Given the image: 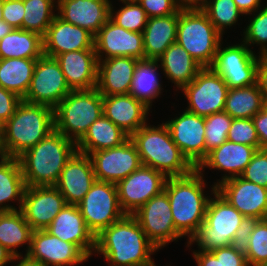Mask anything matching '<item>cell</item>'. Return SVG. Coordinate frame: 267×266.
I'll use <instances>...</instances> for the list:
<instances>
[{
  "label": "cell",
  "instance_id": "obj_22",
  "mask_svg": "<svg viewBox=\"0 0 267 266\" xmlns=\"http://www.w3.org/2000/svg\"><path fill=\"white\" fill-rule=\"evenodd\" d=\"M257 150L256 147L227 140L209 152L197 169L201 173L205 172V168L218 170L220 172L223 171L222 179L213 182V185L216 187L225 180L240 176Z\"/></svg>",
  "mask_w": 267,
  "mask_h": 266
},
{
  "label": "cell",
  "instance_id": "obj_44",
  "mask_svg": "<svg viewBox=\"0 0 267 266\" xmlns=\"http://www.w3.org/2000/svg\"><path fill=\"white\" fill-rule=\"evenodd\" d=\"M227 140L249 145L260 150L259 138L252 118H235L228 131Z\"/></svg>",
  "mask_w": 267,
  "mask_h": 266
},
{
  "label": "cell",
  "instance_id": "obj_58",
  "mask_svg": "<svg viewBox=\"0 0 267 266\" xmlns=\"http://www.w3.org/2000/svg\"><path fill=\"white\" fill-rule=\"evenodd\" d=\"M13 27H11L6 21L2 20V25H0V40L9 34L12 31Z\"/></svg>",
  "mask_w": 267,
  "mask_h": 266
},
{
  "label": "cell",
  "instance_id": "obj_35",
  "mask_svg": "<svg viewBox=\"0 0 267 266\" xmlns=\"http://www.w3.org/2000/svg\"><path fill=\"white\" fill-rule=\"evenodd\" d=\"M43 55V37L38 33L13 28L0 40V59H38Z\"/></svg>",
  "mask_w": 267,
  "mask_h": 266
},
{
  "label": "cell",
  "instance_id": "obj_54",
  "mask_svg": "<svg viewBox=\"0 0 267 266\" xmlns=\"http://www.w3.org/2000/svg\"><path fill=\"white\" fill-rule=\"evenodd\" d=\"M234 2L236 3L237 8L246 16L264 6L261 4L262 0H234Z\"/></svg>",
  "mask_w": 267,
  "mask_h": 266
},
{
  "label": "cell",
  "instance_id": "obj_50",
  "mask_svg": "<svg viewBox=\"0 0 267 266\" xmlns=\"http://www.w3.org/2000/svg\"><path fill=\"white\" fill-rule=\"evenodd\" d=\"M221 266H249L246 255L231 245L221 247Z\"/></svg>",
  "mask_w": 267,
  "mask_h": 266
},
{
  "label": "cell",
  "instance_id": "obj_47",
  "mask_svg": "<svg viewBox=\"0 0 267 266\" xmlns=\"http://www.w3.org/2000/svg\"><path fill=\"white\" fill-rule=\"evenodd\" d=\"M258 221L259 220L254 217H244L231 241V246L237 251L246 254L249 248L250 235Z\"/></svg>",
  "mask_w": 267,
  "mask_h": 266
},
{
  "label": "cell",
  "instance_id": "obj_14",
  "mask_svg": "<svg viewBox=\"0 0 267 266\" xmlns=\"http://www.w3.org/2000/svg\"><path fill=\"white\" fill-rule=\"evenodd\" d=\"M167 179L164 173L141 165L136 171L116 183L121 209L126 214L132 215L164 190Z\"/></svg>",
  "mask_w": 267,
  "mask_h": 266
},
{
  "label": "cell",
  "instance_id": "obj_59",
  "mask_svg": "<svg viewBox=\"0 0 267 266\" xmlns=\"http://www.w3.org/2000/svg\"><path fill=\"white\" fill-rule=\"evenodd\" d=\"M5 151L3 149L2 139L0 138V160H4L6 158Z\"/></svg>",
  "mask_w": 267,
  "mask_h": 266
},
{
  "label": "cell",
  "instance_id": "obj_1",
  "mask_svg": "<svg viewBox=\"0 0 267 266\" xmlns=\"http://www.w3.org/2000/svg\"><path fill=\"white\" fill-rule=\"evenodd\" d=\"M159 249L146 237L133 215L104 228L95 236L94 254L103 255L109 266H149Z\"/></svg>",
  "mask_w": 267,
  "mask_h": 266
},
{
  "label": "cell",
  "instance_id": "obj_28",
  "mask_svg": "<svg viewBox=\"0 0 267 266\" xmlns=\"http://www.w3.org/2000/svg\"><path fill=\"white\" fill-rule=\"evenodd\" d=\"M138 60L124 56L99 60L96 85L99 93L102 96L129 94Z\"/></svg>",
  "mask_w": 267,
  "mask_h": 266
},
{
  "label": "cell",
  "instance_id": "obj_57",
  "mask_svg": "<svg viewBox=\"0 0 267 266\" xmlns=\"http://www.w3.org/2000/svg\"><path fill=\"white\" fill-rule=\"evenodd\" d=\"M210 0H184L181 3L182 8H198L201 9L205 6Z\"/></svg>",
  "mask_w": 267,
  "mask_h": 266
},
{
  "label": "cell",
  "instance_id": "obj_42",
  "mask_svg": "<svg viewBox=\"0 0 267 266\" xmlns=\"http://www.w3.org/2000/svg\"><path fill=\"white\" fill-rule=\"evenodd\" d=\"M110 19L128 31L143 33L148 16L139 3H134L124 4L118 11H115L113 5H111Z\"/></svg>",
  "mask_w": 267,
  "mask_h": 266
},
{
  "label": "cell",
  "instance_id": "obj_32",
  "mask_svg": "<svg viewBox=\"0 0 267 266\" xmlns=\"http://www.w3.org/2000/svg\"><path fill=\"white\" fill-rule=\"evenodd\" d=\"M157 59H139L134 69L129 94L144 103L149 109L152 103L162 93V83L159 80Z\"/></svg>",
  "mask_w": 267,
  "mask_h": 266
},
{
  "label": "cell",
  "instance_id": "obj_16",
  "mask_svg": "<svg viewBox=\"0 0 267 266\" xmlns=\"http://www.w3.org/2000/svg\"><path fill=\"white\" fill-rule=\"evenodd\" d=\"M165 121L173 142L182 154L197 168L205 159V117L187 110Z\"/></svg>",
  "mask_w": 267,
  "mask_h": 266
},
{
  "label": "cell",
  "instance_id": "obj_5",
  "mask_svg": "<svg viewBox=\"0 0 267 266\" xmlns=\"http://www.w3.org/2000/svg\"><path fill=\"white\" fill-rule=\"evenodd\" d=\"M54 130V109L24 100L5 122L3 149L7 157L18 158Z\"/></svg>",
  "mask_w": 267,
  "mask_h": 266
},
{
  "label": "cell",
  "instance_id": "obj_11",
  "mask_svg": "<svg viewBox=\"0 0 267 266\" xmlns=\"http://www.w3.org/2000/svg\"><path fill=\"white\" fill-rule=\"evenodd\" d=\"M228 90L219 74L210 67H204L193 81L181 89L188 102L185 110L202 117L222 112Z\"/></svg>",
  "mask_w": 267,
  "mask_h": 266
},
{
  "label": "cell",
  "instance_id": "obj_2",
  "mask_svg": "<svg viewBox=\"0 0 267 266\" xmlns=\"http://www.w3.org/2000/svg\"><path fill=\"white\" fill-rule=\"evenodd\" d=\"M204 174L195 168L185 176L168 177L164 190L168 194L176 230L188 243L204 222L209 193L205 194ZM207 195V196H206Z\"/></svg>",
  "mask_w": 267,
  "mask_h": 266
},
{
  "label": "cell",
  "instance_id": "obj_52",
  "mask_svg": "<svg viewBox=\"0 0 267 266\" xmlns=\"http://www.w3.org/2000/svg\"><path fill=\"white\" fill-rule=\"evenodd\" d=\"M260 143V149H267V109L264 107L252 118Z\"/></svg>",
  "mask_w": 267,
  "mask_h": 266
},
{
  "label": "cell",
  "instance_id": "obj_3",
  "mask_svg": "<svg viewBox=\"0 0 267 266\" xmlns=\"http://www.w3.org/2000/svg\"><path fill=\"white\" fill-rule=\"evenodd\" d=\"M76 151V143L54 129L18 157L25 186H54Z\"/></svg>",
  "mask_w": 267,
  "mask_h": 266
},
{
  "label": "cell",
  "instance_id": "obj_30",
  "mask_svg": "<svg viewBox=\"0 0 267 266\" xmlns=\"http://www.w3.org/2000/svg\"><path fill=\"white\" fill-rule=\"evenodd\" d=\"M179 11L164 17L148 18L143 30L145 59H158L177 40Z\"/></svg>",
  "mask_w": 267,
  "mask_h": 266
},
{
  "label": "cell",
  "instance_id": "obj_10",
  "mask_svg": "<svg viewBox=\"0 0 267 266\" xmlns=\"http://www.w3.org/2000/svg\"><path fill=\"white\" fill-rule=\"evenodd\" d=\"M77 206L94 236L126 215L119 204L116 184L112 182L96 180Z\"/></svg>",
  "mask_w": 267,
  "mask_h": 266
},
{
  "label": "cell",
  "instance_id": "obj_38",
  "mask_svg": "<svg viewBox=\"0 0 267 266\" xmlns=\"http://www.w3.org/2000/svg\"><path fill=\"white\" fill-rule=\"evenodd\" d=\"M25 13L22 29L40 34H46L57 13V0H23Z\"/></svg>",
  "mask_w": 267,
  "mask_h": 266
},
{
  "label": "cell",
  "instance_id": "obj_55",
  "mask_svg": "<svg viewBox=\"0 0 267 266\" xmlns=\"http://www.w3.org/2000/svg\"><path fill=\"white\" fill-rule=\"evenodd\" d=\"M13 264L11 266H44L38 261L30 259L27 255L13 257ZM17 261V262H16Z\"/></svg>",
  "mask_w": 267,
  "mask_h": 266
},
{
  "label": "cell",
  "instance_id": "obj_60",
  "mask_svg": "<svg viewBox=\"0 0 267 266\" xmlns=\"http://www.w3.org/2000/svg\"><path fill=\"white\" fill-rule=\"evenodd\" d=\"M4 126H5V122L0 118V138L1 139L4 136Z\"/></svg>",
  "mask_w": 267,
  "mask_h": 266
},
{
  "label": "cell",
  "instance_id": "obj_17",
  "mask_svg": "<svg viewBox=\"0 0 267 266\" xmlns=\"http://www.w3.org/2000/svg\"><path fill=\"white\" fill-rule=\"evenodd\" d=\"M94 48L98 61L118 56L145 59L143 33L128 31L111 19L94 36Z\"/></svg>",
  "mask_w": 267,
  "mask_h": 266
},
{
  "label": "cell",
  "instance_id": "obj_39",
  "mask_svg": "<svg viewBox=\"0 0 267 266\" xmlns=\"http://www.w3.org/2000/svg\"><path fill=\"white\" fill-rule=\"evenodd\" d=\"M201 9L222 36L225 34V29L235 26L238 19L244 15L234 0H210Z\"/></svg>",
  "mask_w": 267,
  "mask_h": 266
},
{
  "label": "cell",
  "instance_id": "obj_24",
  "mask_svg": "<svg viewBox=\"0 0 267 266\" xmlns=\"http://www.w3.org/2000/svg\"><path fill=\"white\" fill-rule=\"evenodd\" d=\"M53 236L75 244L88 258L95 251V236L87 228L77 205L66 204L46 228Z\"/></svg>",
  "mask_w": 267,
  "mask_h": 266
},
{
  "label": "cell",
  "instance_id": "obj_20",
  "mask_svg": "<svg viewBox=\"0 0 267 266\" xmlns=\"http://www.w3.org/2000/svg\"><path fill=\"white\" fill-rule=\"evenodd\" d=\"M66 205L55 186L26 187L20 211L33 230L46 229Z\"/></svg>",
  "mask_w": 267,
  "mask_h": 266
},
{
  "label": "cell",
  "instance_id": "obj_45",
  "mask_svg": "<svg viewBox=\"0 0 267 266\" xmlns=\"http://www.w3.org/2000/svg\"><path fill=\"white\" fill-rule=\"evenodd\" d=\"M240 177L267 188V149L257 150Z\"/></svg>",
  "mask_w": 267,
  "mask_h": 266
},
{
  "label": "cell",
  "instance_id": "obj_29",
  "mask_svg": "<svg viewBox=\"0 0 267 266\" xmlns=\"http://www.w3.org/2000/svg\"><path fill=\"white\" fill-rule=\"evenodd\" d=\"M160 67L178 90L182 89L195 79L203 68L181 45L177 42L171 44L157 59Z\"/></svg>",
  "mask_w": 267,
  "mask_h": 266
},
{
  "label": "cell",
  "instance_id": "obj_40",
  "mask_svg": "<svg viewBox=\"0 0 267 266\" xmlns=\"http://www.w3.org/2000/svg\"><path fill=\"white\" fill-rule=\"evenodd\" d=\"M248 24L243 30L241 40L250 48L254 44L260 46L258 54L265 57L267 55V2L266 5L248 14Z\"/></svg>",
  "mask_w": 267,
  "mask_h": 266
},
{
  "label": "cell",
  "instance_id": "obj_41",
  "mask_svg": "<svg viewBox=\"0 0 267 266\" xmlns=\"http://www.w3.org/2000/svg\"><path fill=\"white\" fill-rule=\"evenodd\" d=\"M232 120L225 111L205 117V158L209 152L227 141Z\"/></svg>",
  "mask_w": 267,
  "mask_h": 266
},
{
  "label": "cell",
  "instance_id": "obj_53",
  "mask_svg": "<svg viewBox=\"0 0 267 266\" xmlns=\"http://www.w3.org/2000/svg\"><path fill=\"white\" fill-rule=\"evenodd\" d=\"M257 83L263 98H267V58L262 57L257 70Z\"/></svg>",
  "mask_w": 267,
  "mask_h": 266
},
{
  "label": "cell",
  "instance_id": "obj_48",
  "mask_svg": "<svg viewBox=\"0 0 267 266\" xmlns=\"http://www.w3.org/2000/svg\"><path fill=\"white\" fill-rule=\"evenodd\" d=\"M25 13L23 0H5L3 4V19L13 28H22Z\"/></svg>",
  "mask_w": 267,
  "mask_h": 266
},
{
  "label": "cell",
  "instance_id": "obj_7",
  "mask_svg": "<svg viewBox=\"0 0 267 266\" xmlns=\"http://www.w3.org/2000/svg\"><path fill=\"white\" fill-rule=\"evenodd\" d=\"M223 37L202 9L179 10L176 42L203 68L212 65Z\"/></svg>",
  "mask_w": 267,
  "mask_h": 266
},
{
  "label": "cell",
  "instance_id": "obj_61",
  "mask_svg": "<svg viewBox=\"0 0 267 266\" xmlns=\"http://www.w3.org/2000/svg\"><path fill=\"white\" fill-rule=\"evenodd\" d=\"M4 1L5 0H0V25H2V20H4L3 19V14H2Z\"/></svg>",
  "mask_w": 267,
  "mask_h": 266
},
{
  "label": "cell",
  "instance_id": "obj_37",
  "mask_svg": "<svg viewBox=\"0 0 267 266\" xmlns=\"http://www.w3.org/2000/svg\"><path fill=\"white\" fill-rule=\"evenodd\" d=\"M264 107L258 83L242 88L229 89L224 111L233 119L253 118Z\"/></svg>",
  "mask_w": 267,
  "mask_h": 266
},
{
  "label": "cell",
  "instance_id": "obj_26",
  "mask_svg": "<svg viewBox=\"0 0 267 266\" xmlns=\"http://www.w3.org/2000/svg\"><path fill=\"white\" fill-rule=\"evenodd\" d=\"M59 63L66 83L71 90L96 88L98 59L95 49H84L62 53L54 57Z\"/></svg>",
  "mask_w": 267,
  "mask_h": 266
},
{
  "label": "cell",
  "instance_id": "obj_13",
  "mask_svg": "<svg viewBox=\"0 0 267 266\" xmlns=\"http://www.w3.org/2000/svg\"><path fill=\"white\" fill-rule=\"evenodd\" d=\"M71 91L57 60L43 55L36 61L34 74L23 100L54 109Z\"/></svg>",
  "mask_w": 267,
  "mask_h": 266
},
{
  "label": "cell",
  "instance_id": "obj_27",
  "mask_svg": "<svg viewBox=\"0 0 267 266\" xmlns=\"http://www.w3.org/2000/svg\"><path fill=\"white\" fill-rule=\"evenodd\" d=\"M103 115L131 136L147 124L150 109L130 94L102 96Z\"/></svg>",
  "mask_w": 267,
  "mask_h": 266
},
{
  "label": "cell",
  "instance_id": "obj_49",
  "mask_svg": "<svg viewBox=\"0 0 267 266\" xmlns=\"http://www.w3.org/2000/svg\"><path fill=\"white\" fill-rule=\"evenodd\" d=\"M23 99L16 93L0 87V118L6 122Z\"/></svg>",
  "mask_w": 267,
  "mask_h": 266
},
{
  "label": "cell",
  "instance_id": "obj_9",
  "mask_svg": "<svg viewBox=\"0 0 267 266\" xmlns=\"http://www.w3.org/2000/svg\"><path fill=\"white\" fill-rule=\"evenodd\" d=\"M220 42L210 68L219 74L229 89L257 83V70L263 56L256 55L243 41L222 47Z\"/></svg>",
  "mask_w": 267,
  "mask_h": 266
},
{
  "label": "cell",
  "instance_id": "obj_4",
  "mask_svg": "<svg viewBox=\"0 0 267 266\" xmlns=\"http://www.w3.org/2000/svg\"><path fill=\"white\" fill-rule=\"evenodd\" d=\"M130 139L137 148L142 165L160 171L167 177L185 176L195 169L173 142L164 122L157 126L147 123L134 132Z\"/></svg>",
  "mask_w": 267,
  "mask_h": 266
},
{
  "label": "cell",
  "instance_id": "obj_15",
  "mask_svg": "<svg viewBox=\"0 0 267 266\" xmlns=\"http://www.w3.org/2000/svg\"><path fill=\"white\" fill-rule=\"evenodd\" d=\"M89 156L96 180L115 184L142 165L137 148L130 138L120 146L93 152Z\"/></svg>",
  "mask_w": 267,
  "mask_h": 266
},
{
  "label": "cell",
  "instance_id": "obj_33",
  "mask_svg": "<svg viewBox=\"0 0 267 266\" xmlns=\"http://www.w3.org/2000/svg\"><path fill=\"white\" fill-rule=\"evenodd\" d=\"M25 188L18 158L6 157L0 160V212L20 210ZM14 201H18V207L8 203Z\"/></svg>",
  "mask_w": 267,
  "mask_h": 266
},
{
  "label": "cell",
  "instance_id": "obj_62",
  "mask_svg": "<svg viewBox=\"0 0 267 266\" xmlns=\"http://www.w3.org/2000/svg\"><path fill=\"white\" fill-rule=\"evenodd\" d=\"M119 1H121V3H123V5L124 4H134V3L140 2V0H119Z\"/></svg>",
  "mask_w": 267,
  "mask_h": 266
},
{
  "label": "cell",
  "instance_id": "obj_19",
  "mask_svg": "<svg viewBox=\"0 0 267 266\" xmlns=\"http://www.w3.org/2000/svg\"><path fill=\"white\" fill-rule=\"evenodd\" d=\"M27 256L44 266H74L89 259L75 244L53 236L46 229L33 230Z\"/></svg>",
  "mask_w": 267,
  "mask_h": 266
},
{
  "label": "cell",
  "instance_id": "obj_31",
  "mask_svg": "<svg viewBox=\"0 0 267 266\" xmlns=\"http://www.w3.org/2000/svg\"><path fill=\"white\" fill-rule=\"evenodd\" d=\"M129 138L127 133L102 114L76 143V150L90 155L93 152L120 146Z\"/></svg>",
  "mask_w": 267,
  "mask_h": 266
},
{
  "label": "cell",
  "instance_id": "obj_63",
  "mask_svg": "<svg viewBox=\"0 0 267 266\" xmlns=\"http://www.w3.org/2000/svg\"><path fill=\"white\" fill-rule=\"evenodd\" d=\"M264 99V108L267 109V98H263Z\"/></svg>",
  "mask_w": 267,
  "mask_h": 266
},
{
  "label": "cell",
  "instance_id": "obj_12",
  "mask_svg": "<svg viewBox=\"0 0 267 266\" xmlns=\"http://www.w3.org/2000/svg\"><path fill=\"white\" fill-rule=\"evenodd\" d=\"M132 215L139 222L146 237L158 249L183 238L174 226L171 205L165 190L152 197Z\"/></svg>",
  "mask_w": 267,
  "mask_h": 266
},
{
  "label": "cell",
  "instance_id": "obj_36",
  "mask_svg": "<svg viewBox=\"0 0 267 266\" xmlns=\"http://www.w3.org/2000/svg\"><path fill=\"white\" fill-rule=\"evenodd\" d=\"M37 59H0V87L12 91L22 99L26 96Z\"/></svg>",
  "mask_w": 267,
  "mask_h": 266
},
{
  "label": "cell",
  "instance_id": "obj_43",
  "mask_svg": "<svg viewBox=\"0 0 267 266\" xmlns=\"http://www.w3.org/2000/svg\"><path fill=\"white\" fill-rule=\"evenodd\" d=\"M245 255L249 266H261L267 261V219L255 224Z\"/></svg>",
  "mask_w": 267,
  "mask_h": 266
},
{
  "label": "cell",
  "instance_id": "obj_21",
  "mask_svg": "<svg viewBox=\"0 0 267 266\" xmlns=\"http://www.w3.org/2000/svg\"><path fill=\"white\" fill-rule=\"evenodd\" d=\"M95 181L90 156L76 151L66 162L54 186L63 195L66 204L77 205Z\"/></svg>",
  "mask_w": 267,
  "mask_h": 266
},
{
  "label": "cell",
  "instance_id": "obj_18",
  "mask_svg": "<svg viewBox=\"0 0 267 266\" xmlns=\"http://www.w3.org/2000/svg\"><path fill=\"white\" fill-rule=\"evenodd\" d=\"M216 192L244 217L267 219V188L248 182L240 176L216 186Z\"/></svg>",
  "mask_w": 267,
  "mask_h": 266
},
{
  "label": "cell",
  "instance_id": "obj_6",
  "mask_svg": "<svg viewBox=\"0 0 267 266\" xmlns=\"http://www.w3.org/2000/svg\"><path fill=\"white\" fill-rule=\"evenodd\" d=\"M102 111V95L96 88L72 90L54 108V129L77 143Z\"/></svg>",
  "mask_w": 267,
  "mask_h": 266
},
{
  "label": "cell",
  "instance_id": "obj_8",
  "mask_svg": "<svg viewBox=\"0 0 267 266\" xmlns=\"http://www.w3.org/2000/svg\"><path fill=\"white\" fill-rule=\"evenodd\" d=\"M211 186V195L214 197L209 200L204 222L186 247L196 243L198 250L212 251L230 246L244 218L236 208L216 192L214 185Z\"/></svg>",
  "mask_w": 267,
  "mask_h": 266
},
{
  "label": "cell",
  "instance_id": "obj_23",
  "mask_svg": "<svg viewBox=\"0 0 267 266\" xmlns=\"http://www.w3.org/2000/svg\"><path fill=\"white\" fill-rule=\"evenodd\" d=\"M84 49H95L94 35L56 15L43 36L44 55L54 58L62 53Z\"/></svg>",
  "mask_w": 267,
  "mask_h": 266
},
{
  "label": "cell",
  "instance_id": "obj_46",
  "mask_svg": "<svg viewBox=\"0 0 267 266\" xmlns=\"http://www.w3.org/2000/svg\"><path fill=\"white\" fill-rule=\"evenodd\" d=\"M139 4L148 18L176 14L182 8L178 0H140Z\"/></svg>",
  "mask_w": 267,
  "mask_h": 266
},
{
  "label": "cell",
  "instance_id": "obj_34",
  "mask_svg": "<svg viewBox=\"0 0 267 266\" xmlns=\"http://www.w3.org/2000/svg\"><path fill=\"white\" fill-rule=\"evenodd\" d=\"M33 229L20 210L0 212V243L15 257L23 256L17 249L26 246L24 255L30 249Z\"/></svg>",
  "mask_w": 267,
  "mask_h": 266
},
{
  "label": "cell",
  "instance_id": "obj_64",
  "mask_svg": "<svg viewBox=\"0 0 267 266\" xmlns=\"http://www.w3.org/2000/svg\"><path fill=\"white\" fill-rule=\"evenodd\" d=\"M261 266H267V261L264 262Z\"/></svg>",
  "mask_w": 267,
  "mask_h": 266
},
{
  "label": "cell",
  "instance_id": "obj_56",
  "mask_svg": "<svg viewBox=\"0 0 267 266\" xmlns=\"http://www.w3.org/2000/svg\"><path fill=\"white\" fill-rule=\"evenodd\" d=\"M13 255L0 243V266H6L13 261Z\"/></svg>",
  "mask_w": 267,
  "mask_h": 266
},
{
  "label": "cell",
  "instance_id": "obj_25",
  "mask_svg": "<svg viewBox=\"0 0 267 266\" xmlns=\"http://www.w3.org/2000/svg\"><path fill=\"white\" fill-rule=\"evenodd\" d=\"M110 7L104 0H57V15L95 36L110 19Z\"/></svg>",
  "mask_w": 267,
  "mask_h": 266
},
{
  "label": "cell",
  "instance_id": "obj_51",
  "mask_svg": "<svg viewBox=\"0 0 267 266\" xmlns=\"http://www.w3.org/2000/svg\"><path fill=\"white\" fill-rule=\"evenodd\" d=\"M192 254L197 266H221V248L212 251L194 250Z\"/></svg>",
  "mask_w": 267,
  "mask_h": 266
}]
</instances>
